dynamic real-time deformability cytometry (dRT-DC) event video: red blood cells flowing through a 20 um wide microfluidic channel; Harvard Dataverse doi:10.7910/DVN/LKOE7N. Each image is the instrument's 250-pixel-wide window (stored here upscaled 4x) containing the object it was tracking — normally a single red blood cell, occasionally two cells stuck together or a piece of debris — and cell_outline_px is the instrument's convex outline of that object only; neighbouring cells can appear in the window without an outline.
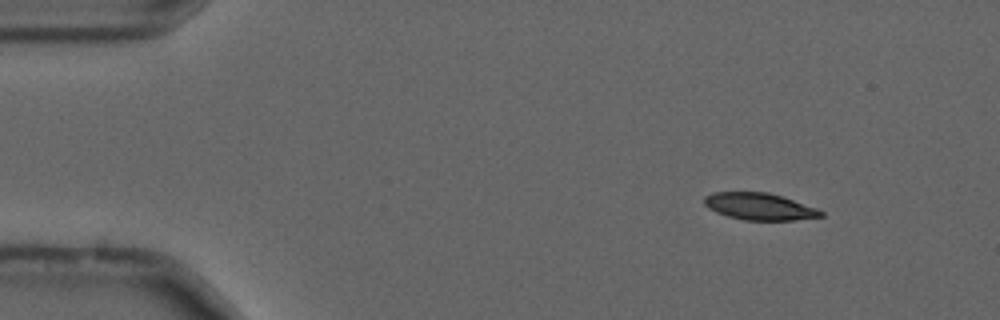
{"species": "common noctule bat (a hibernating species)", "species_latin": "Nyctalus noctula", "temperature_condition": "cold", "stored_images_in_passage": 49, "camera_frame_rate_fps": 3000, "um_per_image_px": 0.085, "animal": {"sex": "male", "forearm_length_mm": 52.5}, "frame": {"image": 1, "passage_image": 1, "time_ms": 0.0, "image_size_px": [1000, 320], "cell_outline_px": [[824, 216], [792, 220], [744, 220], [728, 216], [716, 212], [708, 208], [704, 204], [704, 196], [712, 192], [768, 192], [816, 208], [824, 212]], "centroid_in_image_um": [64.51, 17.55], "position_along_channel_um": 20.5, "area_um2": 18.15}}
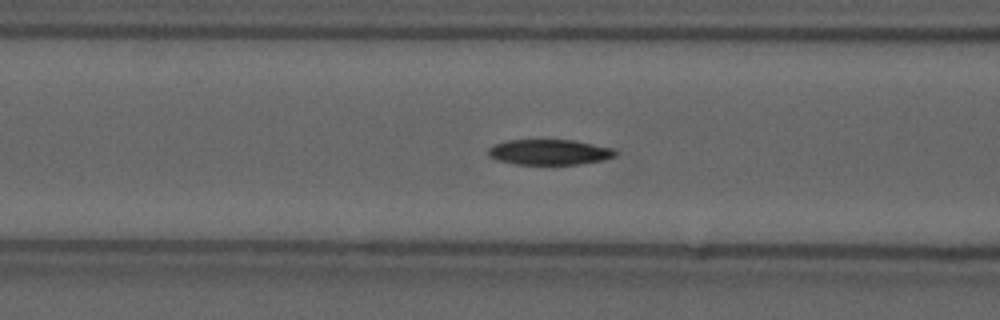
{"frame": {"image": 2, "passage_image": 16, "time_ms": 5.0, "image_size_px": [1000, 320], "cell_outline_px": [[616, 156], [604, 160], [580, 164], [516, 164], [500, 160], [488, 156], [488, 148], [496, 144], [508, 140], [572, 140], [612, 148], [616, 152]], "centroid_in_image_um": [46.71, 12.93], "position_along_channel_um": 119.9, "area_um2": 18.61}}
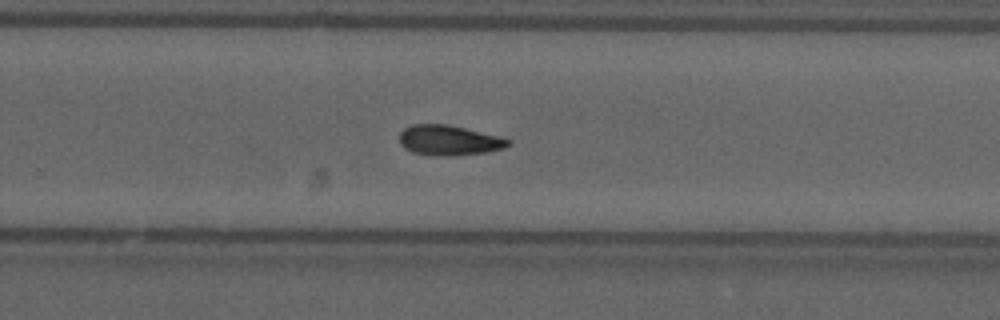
{"frame": {"image": 3, "passage_image": 30, "time_ms": 9.667, "image_size_px": [1000, 320], "cell_outline_px": [[512, 144], [504, 148], [484, 152], [456, 156], [432, 156], [412, 152], [404, 148], [400, 144], [400, 132], [404, 128], [412, 124], [448, 124], [500, 136], [512, 140]], "centroid_in_image_um": [38.17, 11.93], "position_along_channel_um": 291.6, "area_um2": 19.36}, "authors_computed_cell_mechanics": {"area_um2": 18.9006, "velocity_mm_per_s": 3.6808, "shape_relaxation_time_tau1_ms": 6.531, "shape_relaxation_time_tau2_ms": 8.5872, "deformation_change_tau1": 0.1603, "deformation_change_tau2": 0.1569}}